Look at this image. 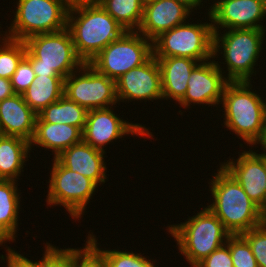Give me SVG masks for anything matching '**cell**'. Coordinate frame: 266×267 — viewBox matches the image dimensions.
<instances>
[{
	"label": "cell",
	"instance_id": "3957f363",
	"mask_svg": "<svg viewBox=\"0 0 266 267\" xmlns=\"http://www.w3.org/2000/svg\"><path fill=\"white\" fill-rule=\"evenodd\" d=\"M251 81L228 82L222 101L226 128L249 146L256 145L266 120V102L254 91Z\"/></svg>",
	"mask_w": 266,
	"mask_h": 267
},
{
	"label": "cell",
	"instance_id": "ffe728a7",
	"mask_svg": "<svg viewBox=\"0 0 266 267\" xmlns=\"http://www.w3.org/2000/svg\"><path fill=\"white\" fill-rule=\"evenodd\" d=\"M155 58L159 63L163 99L172 98L179 102L184 97L188 80L199 62L188 57Z\"/></svg>",
	"mask_w": 266,
	"mask_h": 267
},
{
	"label": "cell",
	"instance_id": "d4e9b609",
	"mask_svg": "<svg viewBox=\"0 0 266 267\" xmlns=\"http://www.w3.org/2000/svg\"><path fill=\"white\" fill-rule=\"evenodd\" d=\"M15 180L0 179V226L15 240L20 194Z\"/></svg>",
	"mask_w": 266,
	"mask_h": 267
},
{
	"label": "cell",
	"instance_id": "e575fe53",
	"mask_svg": "<svg viewBox=\"0 0 266 267\" xmlns=\"http://www.w3.org/2000/svg\"><path fill=\"white\" fill-rule=\"evenodd\" d=\"M6 250L7 256L1 255L0 258L2 260L7 261V267H44V254L40 261L33 262L30 259L22 256V254L18 253L15 250L7 247Z\"/></svg>",
	"mask_w": 266,
	"mask_h": 267
},
{
	"label": "cell",
	"instance_id": "9c48e42d",
	"mask_svg": "<svg viewBox=\"0 0 266 267\" xmlns=\"http://www.w3.org/2000/svg\"><path fill=\"white\" fill-rule=\"evenodd\" d=\"M153 56V41L137 31H126L101 50L89 64L99 73L117 80Z\"/></svg>",
	"mask_w": 266,
	"mask_h": 267
},
{
	"label": "cell",
	"instance_id": "e0dca14e",
	"mask_svg": "<svg viewBox=\"0 0 266 267\" xmlns=\"http://www.w3.org/2000/svg\"><path fill=\"white\" fill-rule=\"evenodd\" d=\"M192 11L194 10L175 0H156L148 3L144 6L137 32L153 41L162 32L187 23L186 19L188 20Z\"/></svg>",
	"mask_w": 266,
	"mask_h": 267
},
{
	"label": "cell",
	"instance_id": "f35d334b",
	"mask_svg": "<svg viewBox=\"0 0 266 267\" xmlns=\"http://www.w3.org/2000/svg\"><path fill=\"white\" fill-rule=\"evenodd\" d=\"M259 143H260V145H262L261 149L265 151L264 153H261V154L266 156V120H265V123L263 126L261 137L256 142V144H259Z\"/></svg>",
	"mask_w": 266,
	"mask_h": 267
},
{
	"label": "cell",
	"instance_id": "8fae6325",
	"mask_svg": "<svg viewBox=\"0 0 266 267\" xmlns=\"http://www.w3.org/2000/svg\"><path fill=\"white\" fill-rule=\"evenodd\" d=\"M64 96L87 111L118 103L116 81L99 73L89 63L64 79Z\"/></svg>",
	"mask_w": 266,
	"mask_h": 267
},
{
	"label": "cell",
	"instance_id": "7a4b0ae2",
	"mask_svg": "<svg viewBox=\"0 0 266 267\" xmlns=\"http://www.w3.org/2000/svg\"><path fill=\"white\" fill-rule=\"evenodd\" d=\"M67 29L76 53L84 63H89L108 44L126 32L99 3L69 7Z\"/></svg>",
	"mask_w": 266,
	"mask_h": 267
},
{
	"label": "cell",
	"instance_id": "ba28073f",
	"mask_svg": "<svg viewBox=\"0 0 266 267\" xmlns=\"http://www.w3.org/2000/svg\"><path fill=\"white\" fill-rule=\"evenodd\" d=\"M214 31L211 23L178 25L153 40L154 57H188L199 63L214 58Z\"/></svg>",
	"mask_w": 266,
	"mask_h": 267
},
{
	"label": "cell",
	"instance_id": "ac0fdd59",
	"mask_svg": "<svg viewBox=\"0 0 266 267\" xmlns=\"http://www.w3.org/2000/svg\"><path fill=\"white\" fill-rule=\"evenodd\" d=\"M37 114L25 103L22 94H14L0 101V133L31 141Z\"/></svg>",
	"mask_w": 266,
	"mask_h": 267
},
{
	"label": "cell",
	"instance_id": "60d3db41",
	"mask_svg": "<svg viewBox=\"0 0 266 267\" xmlns=\"http://www.w3.org/2000/svg\"><path fill=\"white\" fill-rule=\"evenodd\" d=\"M202 2H203V0H201ZM224 1H227V0H218V1H216L212 6H210V8H209V12H208V15L220 4V3H222V2H224Z\"/></svg>",
	"mask_w": 266,
	"mask_h": 267
},
{
	"label": "cell",
	"instance_id": "836d02e7",
	"mask_svg": "<svg viewBox=\"0 0 266 267\" xmlns=\"http://www.w3.org/2000/svg\"><path fill=\"white\" fill-rule=\"evenodd\" d=\"M195 267H233L232 257L228 247V239L225 244L217 248Z\"/></svg>",
	"mask_w": 266,
	"mask_h": 267
},
{
	"label": "cell",
	"instance_id": "f546056e",
	"mask_svg": "<svg viewBox=\"0 0 266 267\" xmlns=\"http://www.w3.org/2000/svg\"><path fill=\"white\" fill-rule=\"evenodd\" d=\"M241 235L249 243L258 267H266V221Z\"/></svg>",
	"mask_w": 266,
	"mask_h": 267
},
{
	"label": "cell",
	"instance_id": "603a6c76",
	"mask_svg": "<svg viewBox=\"0 0 266 267\" xmlns=\"http://www.w3.org/2000/svg\"><path fill=\"white\" fill-rule=\"evenodd\" d=\"M64 95V78L36 75L32 84L22 94L25 103L38 115L51 103Z\"/></svg>",
	"mask_w": 266,
	"mask_h": 267
},
{
	"label": "cell",
	"instance_id": "cb8c5ba5",
	"mask_svg": "<svg viewBox=\"0 0 266 267\" xmlns=\"http://www.w3.org/2000/svg\"><path fill=\"white\" fill-rule=\"evenodd\" d=\"M88 111L62 96L59 100L51 103L43 109L37 116L46 123H63L84 129Z\"/></svg>",
	"mask_w": 266,
	"mask_h": 267
},
{
	"label": "cell",
	"instance_id": "8d00e7d4",
	"mask_svg": "<svg viewBox=\"0 0 266 267\" xmlns=\"http://www.w3.org/2000/svg\"><path fill=\"white\" fill-rule=\"evenodd\" d=\"M64 1L69 7L81 4H95L99 2V0H64Z\"/></svg>",
	"mask_w": 266,
	"mask_h": 267
},
{
	"label": "cell",
	"instance_id": "d590c367",
	"mask_svg": "<svg viewBox=\"0 0 266 267\" xmlns=\"http://www.w3.org/2000/svg\"><path fill=\"white\" fill-rule=\"evenodd\" d=\"M16 94L9 79L0 77V101Z\"/></svg>",
	"mask_w": 266,
	"mask_h": 267
},
{
	"label": "cell",
	"instance_id": "7c38bea8",
	"mask_svg": "<svg viewBox=\"0 0 266 267\" xmlns=\"http://www.w3.org/2000/svg\"><path fill=\"white\" fill-rule=\"evenodd\" d=\"M113 112L112 106L88 111L82 140L95 149L105 152L106 144L127 134L153 138L152 132L148 131L146 126L124 121Z\"/></svg>",
	"mask_w": 266,
	"mask_h": 267
},
{
	"label": "cell",
	"instance_id": "6da1fadb",
	"mask_svg": "<svg viewBox=\"0 0 266 267\" xmlns=\"http://www.w3.org/2000/svg\"><path fill=\"white\" fill-rule=\"evenodd\" d=\"M217 171L209 186L214 200L207 207L223 223L224 228L231 235H238L262 225L266 221V214L228 171L222 166Z\"/></svg>",
	"mask_w": 266,
	"mask_h": 267
},
{
	"label": "cell",
	"instance_id": "83f0119b",
	"mask_svg": "<svg viewBox=\"0 0 266 267\" xmlns=\"http://www.w3.org/2000/svg\"><path fill=\"white\" fill-rule=\"evenodd\" d=\"M88 241L104 256L107 267H156L153 261L143 257L141 253H133L132 251L117 250H100L97 246V240L93 234H88Z\"/></svg>",
	"mask_w": 266,
	"mask_h": 267
},
{
	"label": "cell",
	"instance_id": "d6a6232c",
	"mask_svg": "<svg viewBox=\"0 0 266 267\" xmlns=\"http://www.w3.org/2000/svg\"><path fill=\"white\" fill-rule=\"evenodd\" d=\"M44 267H73V248L59 249L46 243Z\"/></svg>",
	"mask_w": 266,
	"mask_h": 267
},
{
	"label": "cell",
	"instance_id": "ab89813d",
	"mask_svg": "<svg viewBox=\"0 0 266 267\" xmlns=\"http://www.w3.org/2000/svg\"><path fill=\"white\" fill-rule=\"evenodd\" d=\"M14 239L0 226V246L7 241H13Z\"/></svg>",
	"mask_w": 266,
	"mask_h": 267
},
{
	"label": "cell",
	"instance_id": "4316f807",
	"mask_svg": "<svg viewBox=\"0 0 266 267\" xmlns=\"http://www.w3.org/2000/svg\"><path fill=\"white\" fill-rule=\"evenodd\" d=\"M0 44V77L9 79L14 74L21 59L26 54L24 41L1 37Z\"/></svg>",
	"mask_w": 266,
	"mask_h": 267
},
{
	"label": "cell",
	"instance_id": "1f68e13d",
	"mask_svg": "<svg viewBox=\"0 0 266 267\" xmlns=\"http://www.w3.org/2000/svg\"><path fill=\"white\" fill-rule=\"evenodd\" d=\"M35 72L30 60L24 56L19 62L17 69L10 78L13 90L16 94H23L35 79Z\"/></svg>",
	"mask_w": 266,
	"mask_h": 267
},
{
	"label": "cell",
	"instance_id": "4fadbf2b",
	"mask_svg": "<svg viewBox=\"0 0 266 267\" xmlns=\"http://www.w3.org/2000/svg\"><path fill=\"white\" fill-rule=\"evenodd\" d=\"M200 62L192 71L184 97L178 102L185 109L195 104H221L223 91L229 82L222 75L218 61ZM191 104V105H190Z\"/></svg>",
	"mask_w": 266,
	"mask_h": 267
},
{
	"label": "cell",
	"instance_id": "30bf717a",
	"mask_svg": "<svg viewBox=\"0 0 266 267\" xmlns=\"http://www.w3.org/2000/svg\"><path fill=\"white\" fill-rule=\"evenodd\" d=\"M51 168L47 204L62 205L73 219H81L98 185L88 177L66 168L57 158Z\"/></svg>",
	"mask_w": 266,
	"mask_h": 267
},
{
	"label": "cell",
	"instance_id": "d6986e66",
	"mask_svg": "<svg viewBox=\"0 0 266 267\" xmlns=\"http://www.w3.org/2000/svg\"><path fill=\"white\" fill-rule=\"evenodd\" d=\"M105 153L82 140L64 150L56 158L66 168L90 178L100 186L107 179L106 162H104Z\"/></svg>",
	"mask_w": 266,
	"mask_h": 267
},
{
	"label": "cell",
	"instance_id": "9a60e30c",
	"mask_svg": "<svg viewBox=\"0 0 266 267\" xmlns=\"http://www.w3.org/2000/svg\"><path fill=\"white\" fill-rule=\"evenodd\" d=\"M221 166L241 185L248 197L265 213L266 156L249 149Z\"/></svg>",
	"mask_w": 266,
	"mask_h": 267
},
{
	"label": "cell",
	"instance_id": "277c9868",
	"mask_svg": "<svg viewBox=\"0 0 266 267\" xmlns=\"http://www.w3.org/2000/svg\"><path fill=\"white\" fill-rule=\"evenodd\" d=\"M24 43L25 56L30 60L35 75L61 76L65 79L85 64L77 55L67 28L31 36Z\"/></svg>",
	"mask_w": 266,
	"mask_h": 267
},
{
	"label": "cell",
	"instance_id": "5b68a950",
	"mask_svg": "<svg viewBox=\"0 0 266 267\" xmlns=\"http://www.w3.org/2000/svg\"><path fill=\"white\" fill-rule=\"evenodd\" d=\"M187 220L167 226V230L177 241L181 254L186 257L191 267H195L225 244L231 234L208 207Z\"/></svg>",
	"mask_w": 266,
	"mask_h": 267
},
{
	"label": "cell",
	"instance_id": "44dd1931",
	"mask_svg": "<svg viewBox=\"0 0 266 267\" xmlns=\"http://www.w3.org/2000/svg\"><path fill=\"white\" fill-rule=\"evenodd\" d=\"M81 141L82 130L79 127L63 123H46L37 116L30 149L34 144L44 147V149H52L54 158H56L64 150Z\"/></svg>",
	"mask_w": 266,
	"mask_h": 267
},
{
	"label": "cell",
	"instance_id": "8992f818",
	"mask_svg": "<svg viewBox=\"0 0 266 267\" xmlns=\"http://www.w3.org/2000/svg\"><path fill=\"white\" fill-rule=\"evenodd\" d=\"M265 29H229L224 34L214 32V59L221 51L225 59L229 82L250 81L254 66L262 51ZM221 49V50H220Z\"/></svg>",
	"mask_w": 266,
	"mask_h": 267
},
{
	"label": "cell",
	"instance_id": "7bdbcfd3",
	"mask_svg": "<svg viewBox=\"0 0 266 267\" xmlns=\"http://www.w3.org/2000/svg\"><path fill=\"white\" fill-rule=\"evenodd\" d=\"M265 214H266V183H265Z\"/></svg>",
	"mask_w": 266,
	"mask_h": 267
},
{
	"label": "cell",
	"instance_id": "2e32d148",
	"mask_svg": "<svg viewBox=\"0 0 266 267\" xmlns=\"http://www.w3.org/2000/svg\"><path fill=\"white\" fill-rule=\"evenodd\" d=\"M265 16L263 0H227L209 14V21L212 22L214 32H218L221 27L227 30L265 29L261 25Z\"/></svg>",
	"mask_w": 266,
	"mask_h": 267
},
{
	"label": "cell",
	"instance_id": "7402d4cb",
	"mask_svg": "<svg viewBox=\"0 0 266 267\" xmlns=\"http://www.w3.org/2000/svg\"><path fill=\"white\" fill-rule=\"evenodd\" d=\"M30 142L24 138L0 135V179L15 180L21 176L30 153ZM27 158V159H25Z\"/></svg>",
	"mask_w": 266,
	"mask_h": 267
},
{
	"label": "cell",
	"instance_id": "52a82bcc",
	"mask_svg": "<svg viewBox=\"0 0 266 267\" xmlns=\"http://www.w3.org/2000/svg\"><path fill=\"white\" fill-rule=\"evenodd\" d=\"M69 6L64 0H18L14 19L5 36L27 38L67 28Z\"/></svg>",
	"mask_w": 266,
	"mask_h": 267
},
{
	"label": "cell",
	"instance_id": "4dcf8cb0",
	"mask_svg": "<svg viewBox=\"0 0 266 267\" xmlns=\"http://www.w3.org/2000/svg\"><path fill=\"white\" fill-rule=\"evenodd\" d=\"M73 267H107L104 256L87 240L83 249H73Z\"/></svg>",
	"mask_w": 266,
	"mask_h": 267
},
{
	"label": "cell",
	"instance_id": "b9f144b4",
	"mask_svg": "<svg viewBox=\"0 0 266 267\" xmlns=\"http://www.w3.org/2000/svg\"><path fill=\"white\" fill-rule=\"evenodd\" d=\"M140 1L145 6L146 4L151 3V2H154L156 0H140Z\"/></svg>",
	"mask_w": 266,
	"mask_h": 267
},
{
	"label": "cell",
	"instance_id": "ee69618b",
	"mask_svg": "<svg viewBox=\"0 0 266 267\" xmlns=\"http://www.w3.org/2000/svg\"><path fill=\"white\" fill-rule=\"evenodd\" d=\"M264 1V6H265V9H266V0H263Z\"/></svg>",
	"mask_w": 266,
	"mask_h": 267
},
{
	"label": "cell",
	"instance_id": "5bb4252c",
	"mask_svg": "<svg viewBox=\"0 0 266 267\" xmlns=\"http://www.w3.org/2000/svg\"><path fill=\"white\" fill-rule=\"evenodd\" d=\"M118 102L163 99L161 74L157 59L152 56L143 65L133 68L116 80Z\"/></svg>",
	"mask_w": 266,
	"mask_h": 267
},
{
	"label": "cell",
	"instance_id": "74e56055",
	"mask_svg": "<svg viewBox=\"0 0 266 267\" xmlns=\"http://www.w3.org/2000/svg\"><path fill=\"white\" fill-rule=\"evenodd\" d=\"M177 2L183 3L184 5H186L187 7H189L191 10H197L196 8L200 5L203 6V3H201V0H175Z\"/></svg>",
	"mask_w": 266,
	"mask_h": 267
},
{
	"label": "cell",
	"instance_id": "f1b7e54d",
	"mask_svg": "<svg viewBox=\"0 0 266 267\" xmlns=\"http://www.w3.org/2000/svg\"><path fill=\"white\" fill-rule=\"evenodd\" d=\"M228 247L232 257L233 267H258L247 240L241 235H230Z\"/></svg>",
	"mask_w": 266,
	"mask_h": 267
},
{
	"label": "cell",
	"instance_id": "484cf974",
	"mask_svg": "<svg viewBox=\"0 0 266 267\" xmlns=\"http://www.w3.org/2000/svg\"><path fill=\"white\" fill-rule=\"evenodd\" d=\"M98 3L126 31L138 30L144 9L140 0H99Z\"/></svg>",
	"mask_w": 266,
	"mask_h": 267
}]
</instances>
